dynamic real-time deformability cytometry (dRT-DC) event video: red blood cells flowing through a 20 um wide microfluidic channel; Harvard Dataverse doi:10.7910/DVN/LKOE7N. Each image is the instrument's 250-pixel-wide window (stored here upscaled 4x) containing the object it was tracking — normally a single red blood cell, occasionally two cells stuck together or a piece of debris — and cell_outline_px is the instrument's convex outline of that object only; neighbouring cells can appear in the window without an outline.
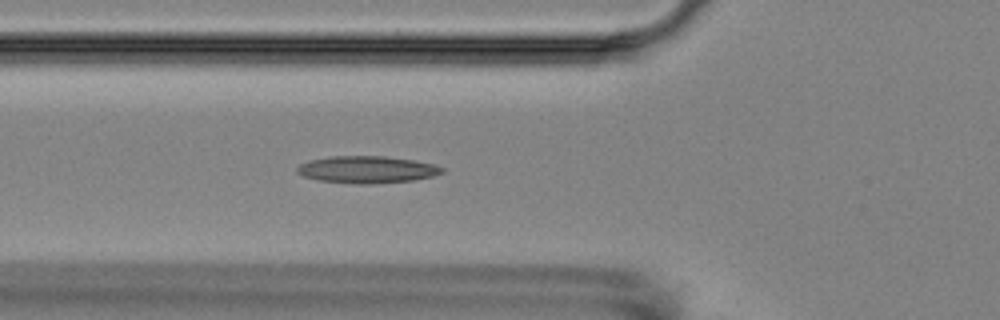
{"species": "Egyptian fruit bat (a non-hibernating species)", "species_latin": "Rousettus aegyptiacus", "temperature_condition": "room temperature", "stored_images_in_passage": 2, "camera_frame_rate_fps": 3000, "um_per_image_px": 0.085, "animal": {"sex": "female"}, "frame": {"image": 1, "passage_image": 2, "time_ms": 1.0, "image_size_px": [1000, 320], "cell_outline_px": [[444, 172], [432, 176], [412, 180], [372, 184], [356, 184], [320, 180], [304, 176], [296, 172], [296, 168], [300, 164], [308, 160], [328, 156], [384, 156], [412, 160], [436, 164], [444, 168]], "centroid_in_image_um": [31.18, 14.4], "position_along_channel_um": 94.6, "area_um2": 22.89}}